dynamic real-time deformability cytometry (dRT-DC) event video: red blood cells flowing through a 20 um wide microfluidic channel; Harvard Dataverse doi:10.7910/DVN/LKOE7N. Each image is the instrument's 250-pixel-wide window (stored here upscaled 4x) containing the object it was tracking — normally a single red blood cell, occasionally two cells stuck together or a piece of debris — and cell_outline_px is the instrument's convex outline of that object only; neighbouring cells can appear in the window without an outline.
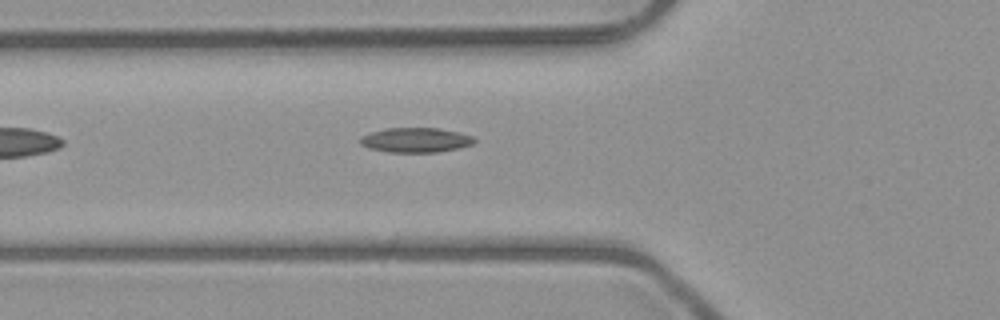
{"species": "common noctule bat (a hibernating species)", "species_latin": "Nyctalus noctula", "temperature_condition": "room temperature", "stored_images_in_passage": 3, "camera_frame_rate_fps": 3000, "um_per_image_px": 0.085, "animal": {"sex": "male", "body_mass_g": 23.1, "forearm_length_mm": 52.7}, "frame": {"image": 1, "passage_image": 3, "time_ms": 2.333, "image_size_px": [1000, 320], "cell_outline_px": [[476, 140], [472, 144], [460, 148], [436, 152], [388, 152], [368, 148], [360, 144], [360, 136], [368, 132], [384, 128], [440, 128], [472, 136]], "centroid_in_image_um": [35.28, 11.9], "position_along_channel_um": 90.5, "area_um2": 16.53}}